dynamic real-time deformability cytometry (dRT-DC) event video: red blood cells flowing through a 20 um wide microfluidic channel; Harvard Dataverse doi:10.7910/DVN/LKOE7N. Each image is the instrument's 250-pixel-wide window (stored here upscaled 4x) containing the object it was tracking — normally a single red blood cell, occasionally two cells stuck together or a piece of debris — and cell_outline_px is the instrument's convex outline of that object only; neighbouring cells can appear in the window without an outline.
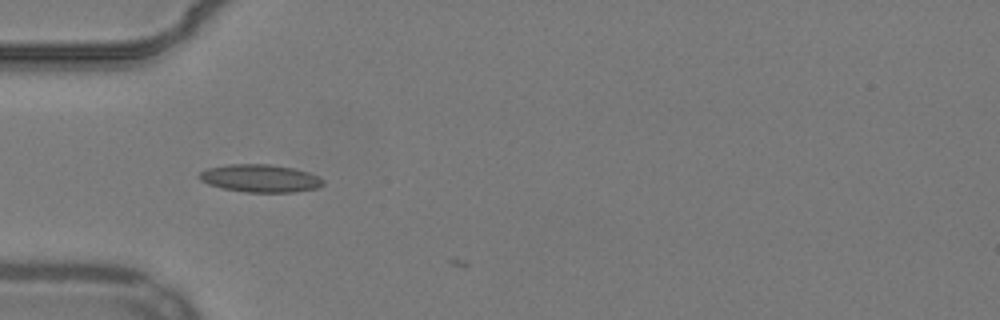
{"species": "common noctule bat (a hibernating species)", "species_latin": "Nyctalus noctula", "temperature_condition": "warm", "stored_images_in_passage": 4, "camera_frame_rate_fps": 3000, "um_per_image_px": 0.085, "animal": {"sex": "male", "body_mass_g": 19.2, "forearm_length_mm": 51.8}, "frame": {"image": 1, "passage_image": 3, "time_ms": 0.667, "image_size_px": [1000, 320], "cell_outline_px": [[324, 184], [316, 188], [292, 192], [244, 192], [220, 188], [208, 184], [200, 180], [196, 176], [200, 172], [208, 168], [228, 164], [268, 164], [292, 168], [308, 172], [320, 176], [324, 180]], "centroid_in_image_um": [22.09, 15.16], "position_along_channel_um": 62.9, "area_um2": 20.11}}